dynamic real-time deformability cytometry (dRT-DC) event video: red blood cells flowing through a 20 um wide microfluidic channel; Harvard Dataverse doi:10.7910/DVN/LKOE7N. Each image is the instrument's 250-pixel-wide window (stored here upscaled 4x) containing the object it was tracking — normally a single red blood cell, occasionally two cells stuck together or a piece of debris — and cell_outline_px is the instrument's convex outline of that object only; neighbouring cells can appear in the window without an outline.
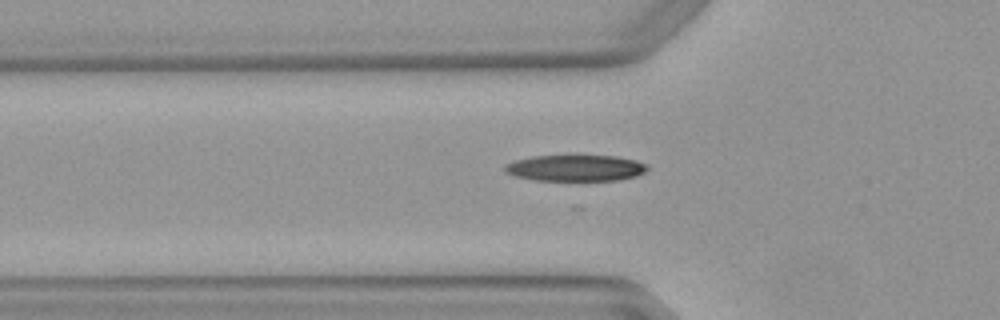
{"species": "Egyptian fruit bat (a non-hibernating species)", "species_latin": "Rousettus aegyptiacus", "temperature_condition": "warm", "stored_images_in_passage": 3, "camera_frame_rate_fps": 3000, "um_per_image_px": 0.085, "animal": {"sex": "female"}, "frame": {"image": 1, "passage_image": 3, "time_ms": 0.667, "image_size_px": [1000, 320], "cell_outline_px": [[648, 168], [644, 172], [636, 176], [620, 180], [536, 180], [516, 176], [504, 172], [504, 164], [516, 160], [532, 156], [616, 156], [636, 160], [648, 164]], "centroid_in_image_um": [48.93, 14.28], "position_along_channel_um": 76.9, "area_um2": 21.73}}